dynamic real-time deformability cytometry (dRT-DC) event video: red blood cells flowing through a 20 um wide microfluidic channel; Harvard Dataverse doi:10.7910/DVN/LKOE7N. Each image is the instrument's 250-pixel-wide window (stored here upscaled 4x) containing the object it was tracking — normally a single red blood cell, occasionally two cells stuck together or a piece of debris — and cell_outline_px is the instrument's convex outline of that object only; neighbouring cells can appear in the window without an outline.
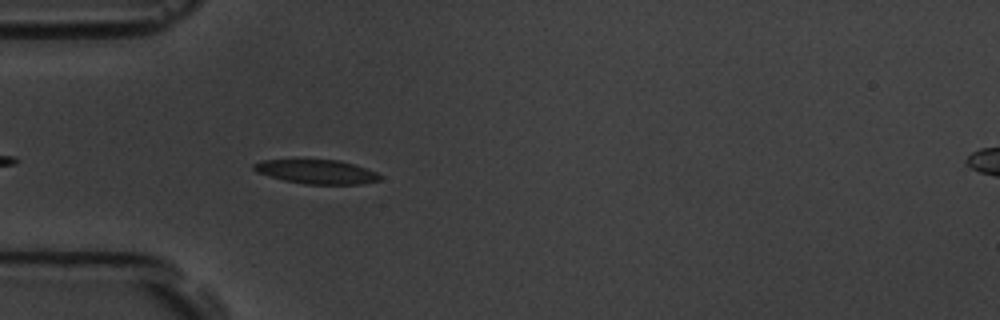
{"species": "common noctule bat (a hibernating species)", "species_latin": "Nyctalus noctula", "temperature_condition": "room temperature", "stored_images_in_passage": 5, "camera_frame_rate_fps": 3000, "um_per_image_px": 0.085, "animal": {"sex": "male", "body_mass_g": 19.5, "forearm_length_mm": 54.6}, "frame": {"image": 1, "passage_image": 5, "time_ms": 4.333, "image_size_px": [1000, 320], "cell_outline_px": [[380, 180], [360, 184], [304, 184], [284, 180], [256, 172], [252, 168], [252, 164], [264, 160], [296, 156], [304, 156], [340, 160], [376, 172], [380, 176]], "centroid_in_image_um": [26.8, 14.53], "position_along_channel_um": 58.2, "area_um2": 18.67}}